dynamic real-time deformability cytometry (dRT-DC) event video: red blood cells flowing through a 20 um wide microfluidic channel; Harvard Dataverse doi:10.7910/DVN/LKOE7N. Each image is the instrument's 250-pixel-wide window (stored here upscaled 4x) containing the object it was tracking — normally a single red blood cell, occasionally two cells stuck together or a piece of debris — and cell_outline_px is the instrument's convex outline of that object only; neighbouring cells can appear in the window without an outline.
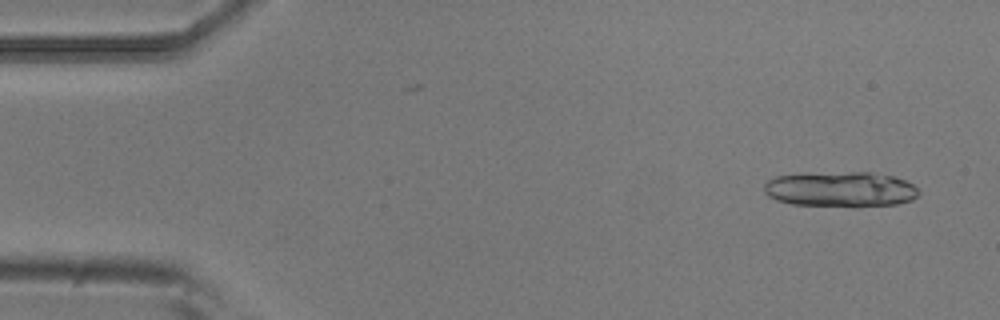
{"species": "common noctule bat (a hibernating species)", "species_latin": "Nyctalus noctula", "temperature_condition": "room temperature", "stored_images_in_passage": 5, "camera_frame_rate_fps": 3000, "um_per_image_px": 0.085, "animal": {"sex": "male", "body_mass_g": 20.5, "forearm_length_mm": 52.5}, "frame": {"image": 1, "passage_image": 1, "time_ms": 0.0, "image_size_px": [1000, 320], "cell_outline_px": [[920, 192], [912, 200], [896, 204], [856, 208], [792, 204], [776, 200], [768, 196], [764, 192], [764, 184], [768, 180], [776, 176], [800, 172], [872, 172], [892, 176], [904, 180], [912, 184]], "centroid_in_image_um": [71.41, 16.09], "position_along_channel_um": 13.6, "area_um2": 32.71}}